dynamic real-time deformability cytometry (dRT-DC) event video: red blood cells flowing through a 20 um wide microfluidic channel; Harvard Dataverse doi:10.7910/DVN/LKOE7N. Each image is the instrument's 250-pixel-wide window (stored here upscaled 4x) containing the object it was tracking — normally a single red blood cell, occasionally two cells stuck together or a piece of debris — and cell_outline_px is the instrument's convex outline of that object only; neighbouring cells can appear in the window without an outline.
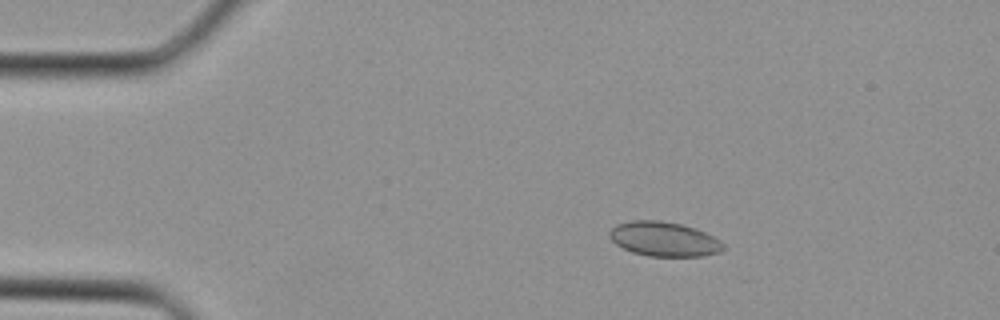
{"species": "Egyptian fruit bat (a non-hibernating species)", "species_latin": "Rousettus aegyptiacus", "temperature_condition": "cold", "stored_images_in_passage": 13, "camera_frame_rate_fps": 3000, "um_per_image_px": 0.085, "animal": {"sex": "female"}, "frame": {"image": 1, "passage_image": 6, "time_ms": 1.667, "image_size_px": [1000, 320], "cell_outline_px": [[724, 248], [720, 252], [704, 256], [648, 256], [632, 252], [616, 244], [608, 236], [608, 232], [616, 224], [632, 220], [660, 220], [680, 224], [696, 228], [720, 240], [724, 244]], "centroid_in_image_um": [56.43, 20.32], "position_along_channel_um": 28.6, "area_um2": 22.95}}
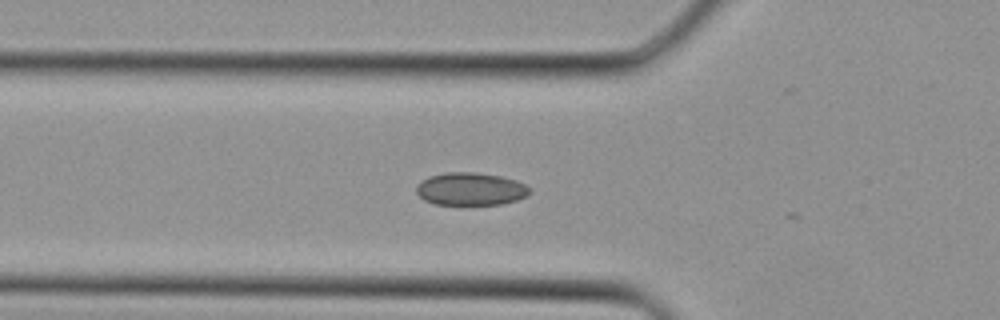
{"frame": {"image": 2, "passage_image": 12, "time_ms": 3.667, "image_size_px": [1000, 320], "cell_outline_px": [[532, 192], [528, 196], [516, 200], [500, 204], [436, 204], [424, 200], [416, 192], [416, 184], [420, 180], [428, 176], [444, 172], [476, 172], [500, 176], [516, 180], [532, 188]], "centroid_in_image_um": [40.0, 16.05], "position_along_channel_um": 85.8, "area_um2": 21.85}}